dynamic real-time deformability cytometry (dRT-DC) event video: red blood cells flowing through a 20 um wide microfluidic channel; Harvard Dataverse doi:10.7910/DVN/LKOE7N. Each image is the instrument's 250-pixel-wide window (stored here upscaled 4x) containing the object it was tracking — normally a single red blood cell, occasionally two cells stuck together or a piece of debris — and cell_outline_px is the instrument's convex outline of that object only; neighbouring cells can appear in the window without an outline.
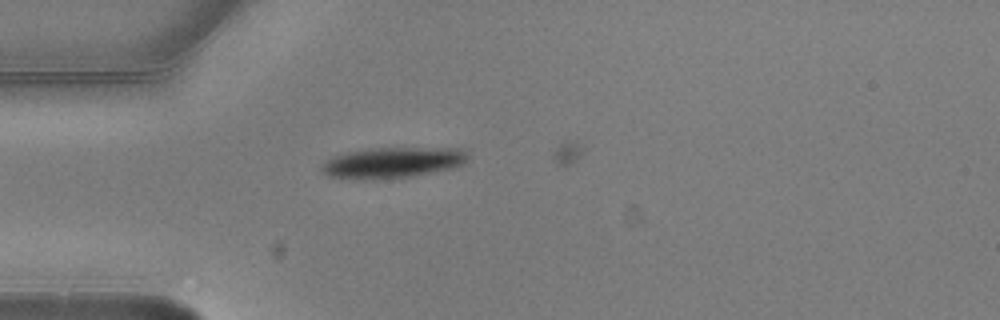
{"species": "common noctule bat (a hibernating species)", "species_latin": "Nyctalus noctula", "temperature_condition": "warm", "stored_images_in_passage": 2, "camera_frame_rate_fps": 3000, "um_per_image_px": 0.085, "animal": {"sex": "male", "body_mass_g": 20.5, "forearm_length_mm": 52.5}, "frame": {"image": 1, "passage_image": 2, "time_ms": 0.333, "image_size_px": [1000, 320], "cell_outline_px": [[468, 160], [464, 164], [456, 168], [412, 176], [328, 176], [320, 168], [332, 156], [348, 152], [372, 148], [460, 148], [468, 152]], "centroid_in_image_um": [33.54, 13.76], "position_along_channel_um": 51.5, "area_um2": 25.09}}